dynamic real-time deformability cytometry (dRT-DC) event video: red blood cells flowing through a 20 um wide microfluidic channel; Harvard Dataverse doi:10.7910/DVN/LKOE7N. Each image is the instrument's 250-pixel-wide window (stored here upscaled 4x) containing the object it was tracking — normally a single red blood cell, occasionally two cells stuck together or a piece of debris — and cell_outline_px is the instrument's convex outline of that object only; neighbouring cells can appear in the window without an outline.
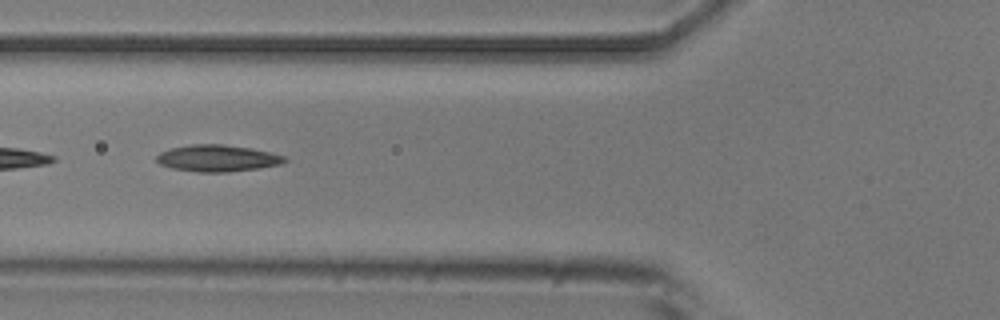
{"species": "common noctule bat (a hibernating species)", "species_latin": "Nyctalus noctula", "temperature_condition": "room temperature", "stored_images_in_passage": 6, "camera_frame_rate_fps": 3000, "um_per_image_px": 0.085, "animal": {"sex": "male", "body_mass_g": 20.5, "forearm_length_mm": 52.5}, "frame": {"image": 1, "passage_image": 2, "time_ms": 1.333, "image_size_px": [1000, 320], "cell_outline_px": [[288, 160], [280, 164], [260, 168], [228, 172], [200, 172], [172, 168], [160, 164], [156, 160], [156, 156], [160, 152], [172, 148], [192, 144], [224, 144], [252, 148], [284, 156]], "centroid_in_image_um": [18.48, 13.45], "position_along_channel_um": 107.3, "area_um2": 19.83}}
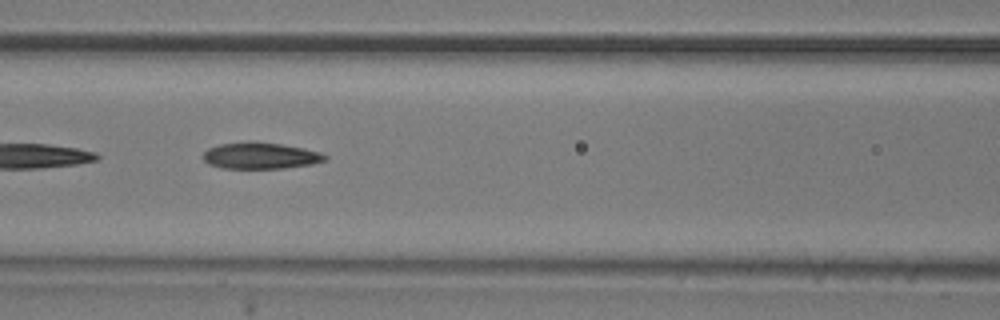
{"frame": {"image": 2, "passage_image": 3, "time_ms": 2.333, "image_size_px": [1000, 320], "cell_outline_px": [[328, 156], [324, 160], [312, 164], [284, 168], [220, 168], [208, 164], [204, 160], [204, 152], [208, 148], [220, 144], [280, 144], [304, 148], [320, 152]], "centroid_in_image_um": [22.15, 13.27], "position_along_channel_um": 144.4, "area_um2": 17.98}}
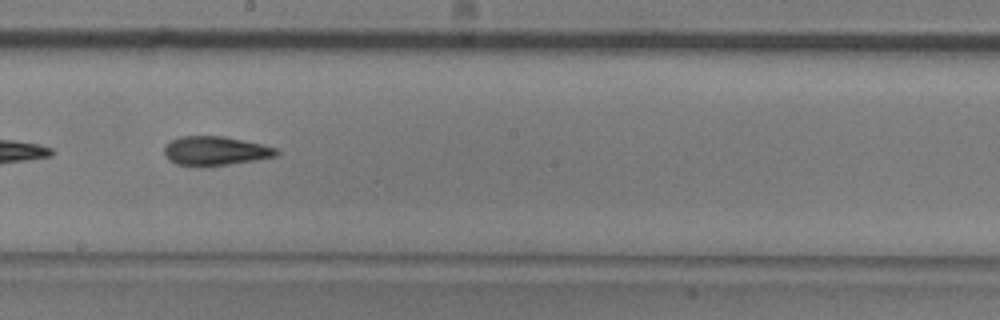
{"frame": {"image": 3, "passage_image": 5, "time_ms": 4.667, "image_size_px": [1000, 320], "cell_outline_px": [[280, 152], [276, 156], [256, 160], [200, 168], [176, 164], [168, 160], [164, 152], [164, 148], [172, 140], [180, 136], [224, 136], [260, 144], [276, 148]], "centroid_in_image_um": [18.27, 12.85], "position_along_channel_um": 229.9, "area_um2": 19.13}}